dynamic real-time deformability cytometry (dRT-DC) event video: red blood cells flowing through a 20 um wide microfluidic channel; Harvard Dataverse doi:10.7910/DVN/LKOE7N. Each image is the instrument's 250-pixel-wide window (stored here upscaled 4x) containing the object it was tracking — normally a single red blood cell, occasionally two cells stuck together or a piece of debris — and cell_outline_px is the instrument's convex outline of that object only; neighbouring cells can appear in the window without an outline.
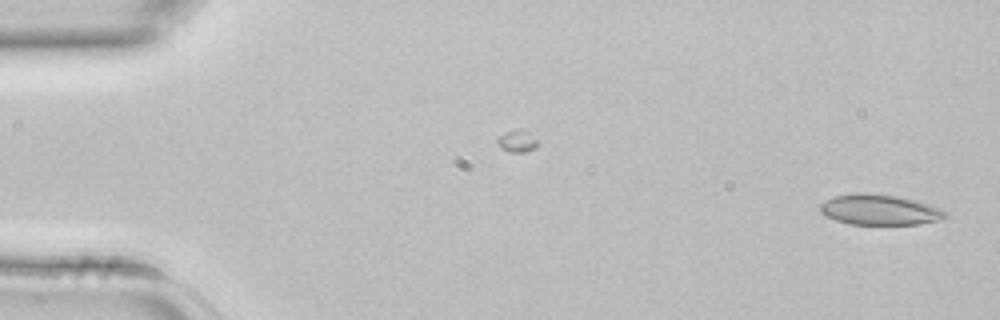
{"species": "common noctule bat (a hibernating species)", "species_latin": "Nyctalus noctula", "temperature_condition": "room temperature", "stored_images_in_passage": 3, "camera_frame_rate_fps": 3000, "um_per_image_px": 0.085, "animal": {"sex": "female", "body_mass_g": 22.7, "forearm_length_mm": 54.2}, "frame": {"image": 1, "passage_image": 3, "time_ms": 0.667, "image_size_px": [1000, 320], "cell_outline_px": [[948, 216], [940, 220], [920, 224], [848, 224], [836, 220], [820, 212], [820, 204], [836, 196], [856, 192], [900, 196], [916, 200], [940, 208]], "centroid_in_image_um": [74.79, 17.83], "position_along_channel_um": 10.2, "area_um2": 22.08}}